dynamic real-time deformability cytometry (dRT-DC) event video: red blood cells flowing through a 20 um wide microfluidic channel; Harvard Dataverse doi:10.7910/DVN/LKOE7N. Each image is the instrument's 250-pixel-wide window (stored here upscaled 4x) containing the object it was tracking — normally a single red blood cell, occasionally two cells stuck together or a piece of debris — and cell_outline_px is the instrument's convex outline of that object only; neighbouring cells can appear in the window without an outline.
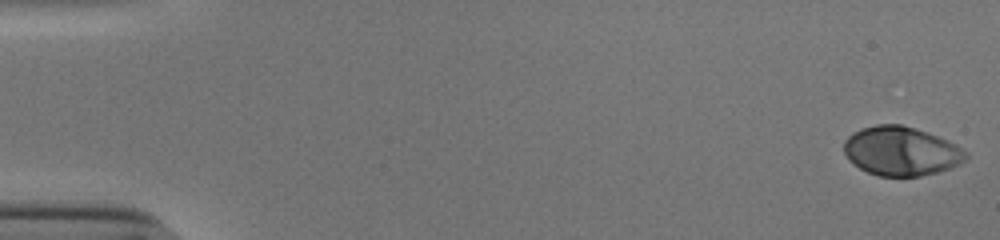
{"species": "human", "species_latin": "Homo sapiens", "temperature_condition": "cold", "stored_images_in_passage": 53, "camera_frame_rate_fps": 3000, "um_per_image_px": 0.085, "donor": {"sex": "male"}, "frame": {"image": 1, "passage_image": 1, "time_ms": 0.0, "image_size_px": [1000, 240], "cell_outline_px": [[968, 160], [960, 164], [936, 172], [920, 176], [880, 176], [868, 172], [860, 168], [848, 160], [844, 152], [844, 140], [852, 132], [860, 128], [876, 124], [900, 124], [928, 132], [956, 144], [968, 152]], "centroid_in_image_um": [76.59, 12.83], "position_along_channel_um": 8.4, "area_um2": 35.03}}
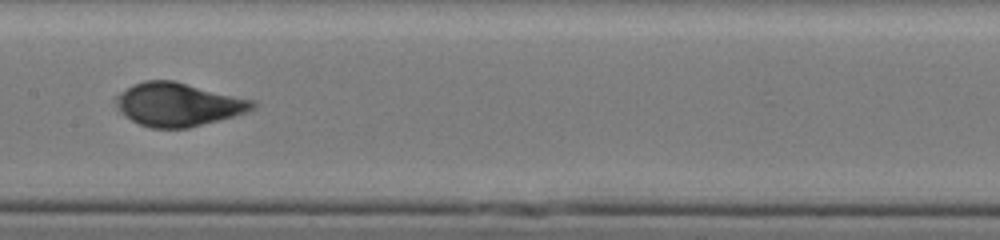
{"frame": {"image": 2, "passage_image": 28, "time_ms": 9.0, "image_size_px": [1000, 240], "cell_outline_px": [[256, 108], [232, 116], [188, 128], [152, 128], [140, 124], [132, 120], [120, 108], [120, 96], [132, 84], [144, 80], [176, 80], [256, 100]], "centroid_in_image_um": [15.26, 8.86], "position_along_channel_um": 192.1, "area_um2": 33.93}}
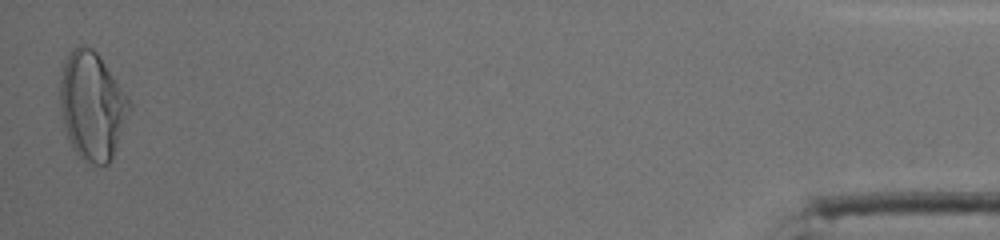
{"frame": {"image": 3, "passage_image": 53, "time_ms": 17.333, "image_size_px": [1000, 240], "cell_outline_px": [[132, 108], [112, 160], [108, 164], [96, 164], [84, 160], [76, 152], [68, 136], [64, 124], [60, 104], [60, 80], [64, 64], [72, 48], [80, 44], [84, 44], [92, 48], [100, 56], [128, 96], [132, 104]], "centroid_in_image_um": [7.87, 8.97], "position_along_channel_um": 427.3, "area_um2": 43.52}, "authors_computed_cell_mechanics": {"area_um2": 33.9286, "velocity_mm_per_s": 3.8452, "shape_relaxation_time_tau1_ms": 3.8719, "shape_relaxation_time_tau2_ms": null, "deformation_change_tau1": 0.1948, "deformation_change_tau2": null}}